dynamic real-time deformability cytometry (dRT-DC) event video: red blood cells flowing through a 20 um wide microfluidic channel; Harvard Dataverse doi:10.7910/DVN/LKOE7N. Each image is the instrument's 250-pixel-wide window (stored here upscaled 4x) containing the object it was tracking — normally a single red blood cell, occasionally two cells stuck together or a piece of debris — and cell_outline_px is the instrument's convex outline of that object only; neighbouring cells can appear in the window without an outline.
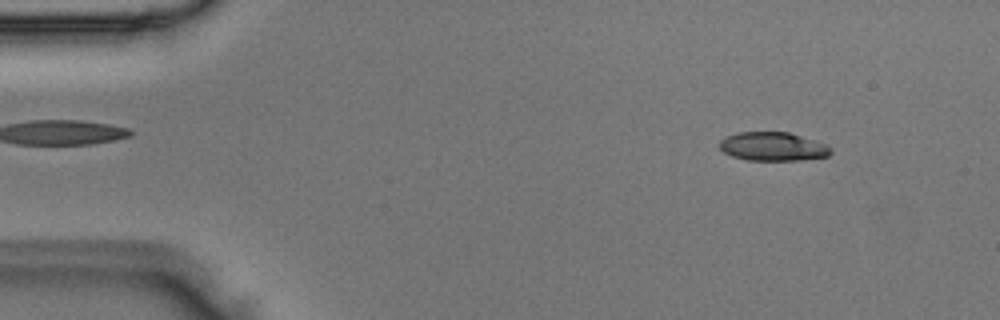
{"species": "Egyptian fruit bat (a non-hibernating species)", "species_latin": "Rousettus aegyptiacus", "temperature_condition": "room temperature", "stored_images_in_passage": 4, "camera_frame_rate_fps": 3000, "um_per_image_px": 0.085, "animal": {"sex": "male"}, "frame": {"image": 1, "passage_image": 1, "time_ms": 0.0, "image_size_px": [1000, 320], "cell_outline_px": [[832, 152], [828, 156], [800, 160], [748, 160], [732, 156], [724, 152], [720, 148], [720, 140], [736, 132], [788, 132], [824, 144], [832, 148]], "centroid_in_image_um": [65.68, 12.46], "position_along_channel_um": 19.3, "area_um2": 18.38}}